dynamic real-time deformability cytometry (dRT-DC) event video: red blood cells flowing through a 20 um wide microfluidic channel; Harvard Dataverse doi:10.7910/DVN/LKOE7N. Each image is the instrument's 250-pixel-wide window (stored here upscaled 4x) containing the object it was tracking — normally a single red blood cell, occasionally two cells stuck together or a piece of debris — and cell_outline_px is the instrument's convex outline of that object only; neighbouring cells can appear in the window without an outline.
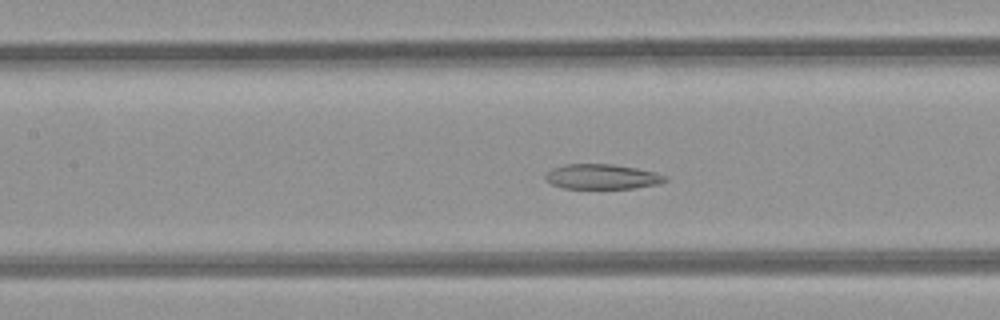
{"species": "common noctule bat (a hibernating species)", "species_latin": "Nyctalus noctula", "temperature_condition": "room temperature", "stored_images_in_passage": 48, "camera_frame_rate_fps": 3000, "um_per_image_px": 0.085, "animal": {"sex": "female", "body_mass_g": 21.9}, "frame": {"image": 1, "passage_image": 21, "time_ms": 6.667, "image_size_px": [1000, 320], "cell_outline_px": [[668, 180], [660, 184], [632, 188], [564, 188], [552, 184], [544, 180], [544, 176], [552, 168], [564, 164], [612, 164], [636, 168], [656, 172], [668, 176]], "centroid_in_image_um": [51.19, 15.01], "position_along_channel_um": 156.2, "area_um2": 17.51}}
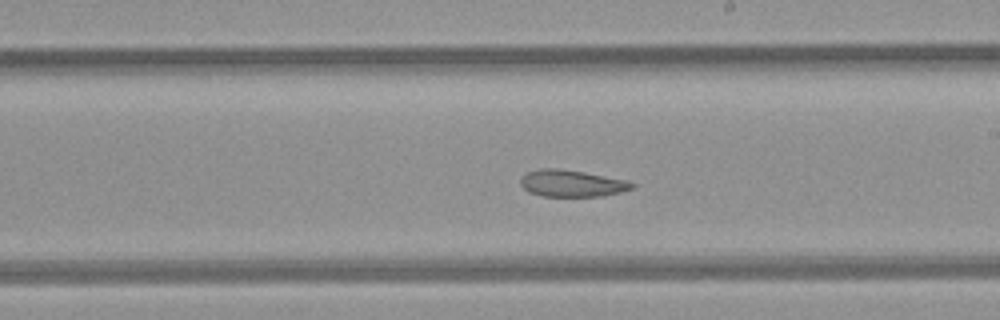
{"frame": {"image": 2, "passage_image": 27, "time_ms": 8.667, "image_size_px": [1000, 320], "cell_outline_px": [[636, 188], [604, 196], [544, 196], [528, 192], [520, 184], [520, 176], [528, 172], [540, 168], [556, 168], [584, 172], [628, 180], [636, 184]], "centroid_in_image_um": [48.63, 15.58], "position_along_channel_um": 240.4, "area_um2": 17.57}}
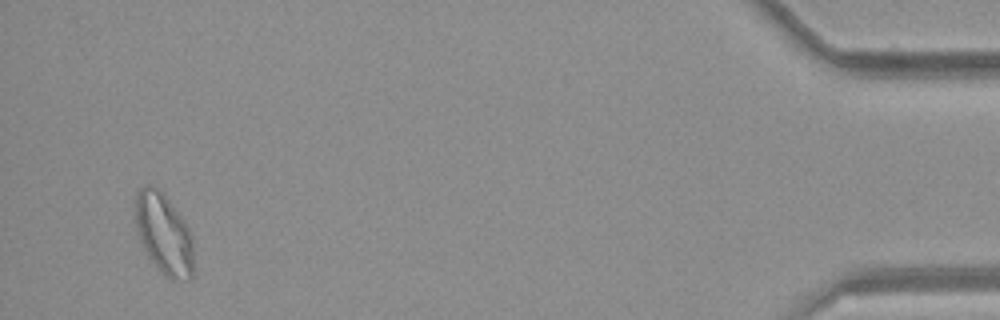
{"frame": {"image": 3, "passage_image": 46, "time_ms": 15.0, "image_size_px": [1000, 320], "cell_outline_px": [[196, 272], [192, 280], [172, 280], [164, 276], [160, 272], [148, 256], [140, 240], [136, 228], [136, 192], [144, 184], [152, 184], [164, 192], [184, 220], [192, 236]], "centroid_in_image_um": [13.98, 19.91], "position_along_channel_um": 421.2, "area_um2": 28.32}, "authors_computed_cell_mechanics": {"area_um2": 22.831, "velocity_mm_per_s": 4.2195, "shape_relaxation_time_tau1_ms": null, "shape_relaxation_time_tau2_ms": 9.585, "deformation_change_tau1": null, "deformation_change_tau2": 0.1768}}